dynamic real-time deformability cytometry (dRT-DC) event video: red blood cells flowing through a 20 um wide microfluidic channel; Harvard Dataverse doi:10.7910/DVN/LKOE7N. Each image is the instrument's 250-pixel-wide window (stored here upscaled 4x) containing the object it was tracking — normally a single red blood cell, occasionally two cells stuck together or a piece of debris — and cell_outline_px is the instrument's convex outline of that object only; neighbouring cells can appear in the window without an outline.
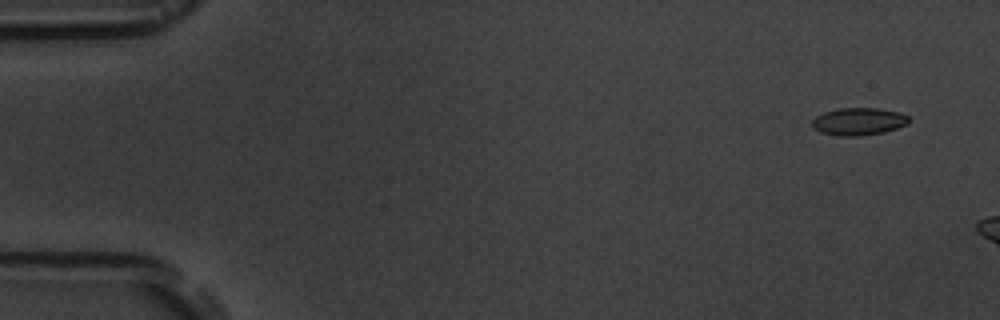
{"species": "common noctule bat (a hibernating species)", "species_latin": "Nyctalus noctula", "temperature_condition": "room temperature", "stored_images_in_passage": 4, "camera_frame_rate_fps": 3000, "um_per_image_px": 0.085, "animal": {"sex": "male", "body_mass_g": 19.5, "forearm_length_mm": 54.6}, "frame": {"image": 1, "passage_image": 2, "time_ms": 1.0, "image_size_px": [1000, 320], "cell_outline_px": [[912, 120], [908, 124], [884, 132], [860, 136], [836, 136], [820, 132], [812, 128], [812, 120], [816, 116], [824, 112], [840, 108], [876, 108], [900, 112], [908, 116]], "centroid_in_image_um": [72.98, 10.33], "position_along_channel_um": 12.0, "area_um2": 15.66}}